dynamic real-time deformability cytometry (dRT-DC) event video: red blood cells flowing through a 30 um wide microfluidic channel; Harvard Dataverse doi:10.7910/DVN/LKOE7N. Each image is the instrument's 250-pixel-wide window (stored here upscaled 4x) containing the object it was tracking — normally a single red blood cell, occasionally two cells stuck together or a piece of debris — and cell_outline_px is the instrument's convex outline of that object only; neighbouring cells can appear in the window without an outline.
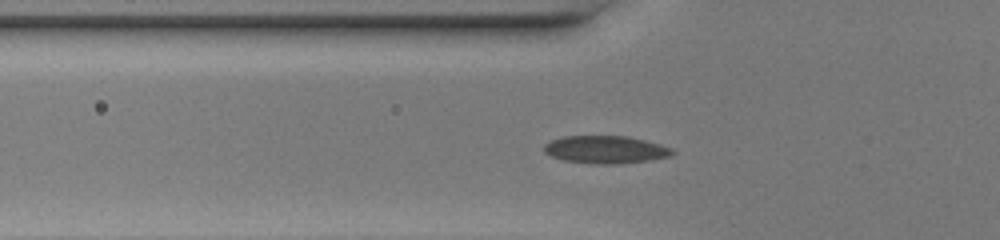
{"species": "common noctule bat (a hibernating species)", "species_latin": "Nyctalus noctula", "temperature_condition": "warm", "stored_images_in_passage": 36, "segment_of_instrument_passage": [1, 2], "camera_frame_rate_fps": 3000, "um_per_image_px": 0.085, "animal": {"sex": "female", "body_mass_g": 20.0, "forearm_length_mm": 54.0}, "frame": {"image": 1, "passage_image": 4, "time_ms": 1.0, "image_size_px": [1000, 240], "cell_outline_px": [[676, 152], [672, 156], [648, 160], [620, 164], [592, 164], [564, 160], [552, 156], [544, 152], [544, 144], [552, 140], [564, 136], [628, 136], [660, 144], [672, 148]], "centroid_in_image_um": [51.5, 12.72], "position_along_channel_um": 74.3, "area_um2": 20.75}}
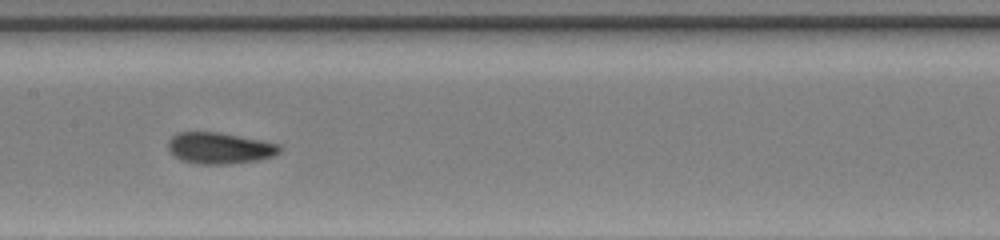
{"frame": {"image": 2, "passage_image": 12, "time_ms": 3.667, "image_size_px": [1000, 240], "cell_outline_px": [[284, 148], [280, 152], [272, 156], [260, 160], [228, 164], [196, 164], [180, 160], [168, 148], [168, 140], [172, 136], [180, 132], [220, 132], [280, 144]], "centroid_in_image_um": [18.7, 12.59], "position_along_channel_um": 188.7, "area_um2": 20.46}}
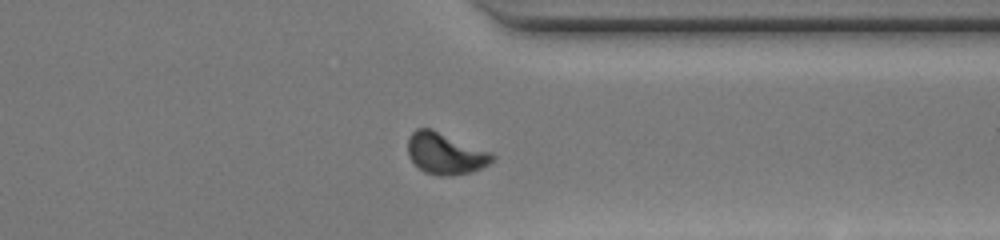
{"frame": {"image": 3, "passage_image": 25, "time_ms": 8.0, "image_size_px": [1000, 240], "cell_outline_px": [[496, 160], [472, 172], [448, 176], [436, 176], [424, 172], [408, 156], [408, 136], [416, 128], [432, 128], [492, 152], [496, 156]], "centroid_in_image_um": [37.87, 13.04], "position_along_channel_um": 373.5, "area_um2": 20.69}}